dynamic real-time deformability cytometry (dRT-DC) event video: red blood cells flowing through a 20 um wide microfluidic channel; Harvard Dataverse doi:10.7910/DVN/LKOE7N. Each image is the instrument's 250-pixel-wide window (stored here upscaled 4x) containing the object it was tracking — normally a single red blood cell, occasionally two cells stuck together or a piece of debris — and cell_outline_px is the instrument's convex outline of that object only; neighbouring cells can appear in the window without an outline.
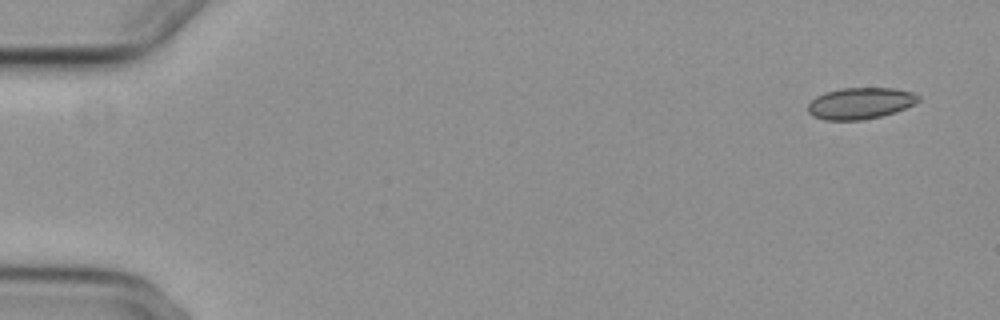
{"species": "common noctule bat (a hibernating species)", "species_latin": "Nyctalus noctula", "temperature_condition": "cold", "stored_images_in_passage": 6, "camera_frame_rate_fps": 3000, "um_per_image_px": 0.085, "animal": {"sex": "female", "body_mass_g": 29.2, "forearm_length_mm": 56.3}, "frame": {"image": 1, "passage_image": 1, "time_ms": 0.0, "image_size_px": [1000, 320], "cell_outline_px": [[920, 100], [896, 112], [880, 116], [860, 120], [824, 120], [812, 116], [808, 112], [808, 104], [816, 96], [824, 92], [840, 88], [896, 88], [912, 92], [920, 96]], "centroid_in_image_um": [73.1, 8.77], "position_along_channel_um": 11.9, "area_um2": 20.29}}
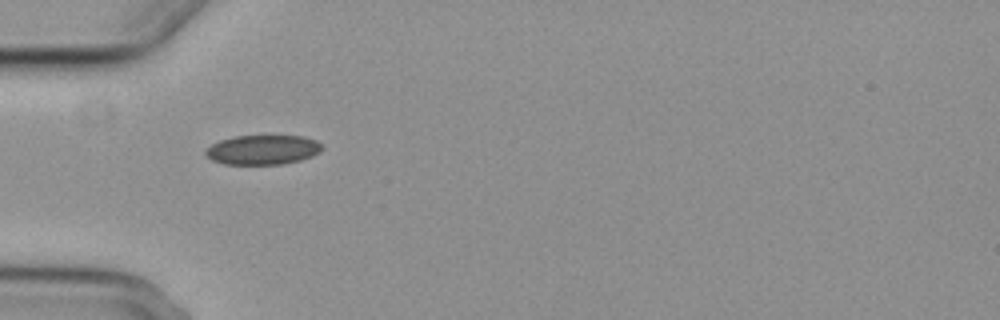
{"frame": {"image": 2, "passage_image": 5, "time_ms": 5.0, "image_size_px": [1000, 320], "cell_outline_px": [[324, 148], [320, 152], [312, 156], [300, 160], [284, 164], [224, 164], [212, 160], [204, 156], [204, 152], [212, 144], [220, 140], [236, 136], [304, 136], [316, 140]], "centroid_in_image_um": [22.34, 12.73], "position_along_channel_um": 62.7, "area_um2": 20.11}}
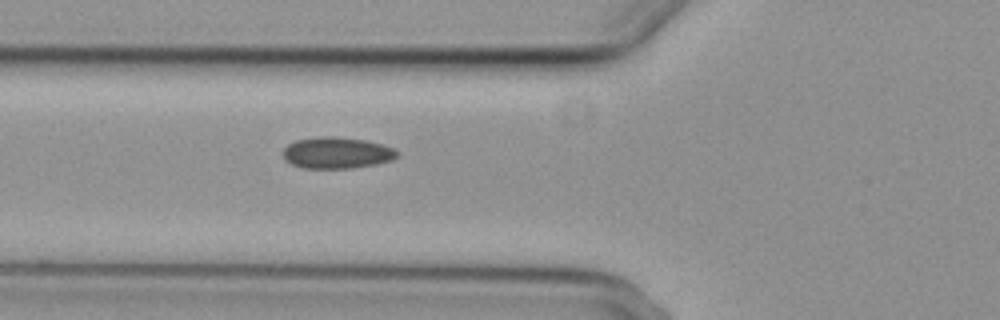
{"frame": {"image": 3, "passage_image": 6, "time_ms": 6.0, "image_size_px": [1000, 320], "cell_outline_px": [[400, 156], [392, 160], [376, 164], [352, 168], [300, 168], [284, 160], [284, 148], [288, 144], [296, 140], [320, 136], [332, 136], [364, 140], [380, 144], [392, 148], [400, 152]], "centroid_in_image_um": [28.63, 13.0], "position_along_channel_um": 97.2, "area_um2": 20.92}}